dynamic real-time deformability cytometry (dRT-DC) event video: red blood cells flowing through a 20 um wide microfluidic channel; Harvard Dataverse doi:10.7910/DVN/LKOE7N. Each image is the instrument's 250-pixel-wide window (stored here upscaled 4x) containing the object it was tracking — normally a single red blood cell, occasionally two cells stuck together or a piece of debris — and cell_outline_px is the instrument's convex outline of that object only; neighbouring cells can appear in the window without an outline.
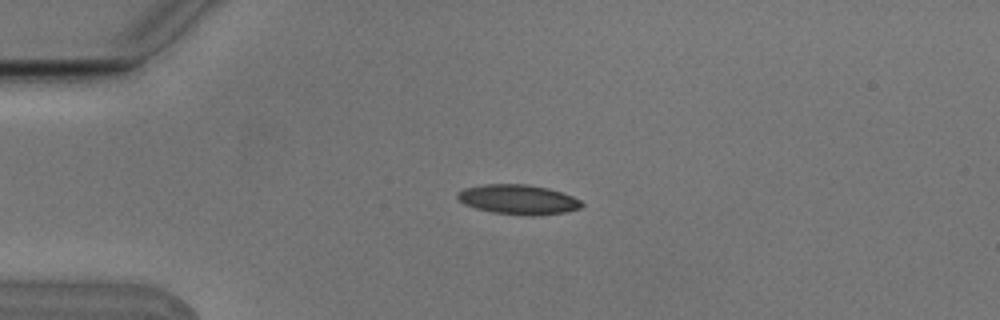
{"species": "Egyptian fruit bat (a non-hibernating species)", "species_latin": "Rousettus aegyptiacus", "temperature_condition": "cold", "stored_images_in_passage": 5, "camera_frame_rate_fps": 3000, "um_per_image_px": 0.085, "animal": {"sex": "male"}, "frame": {"image": 1, "passage_image": 3, "time_ms": 0.667, "image_size_px": [1000, 320], "cell_outline_px": [[584, 204], [580, 208], [564, 212], [532, 216], [492, 212], [476, 208], [464, 204], [456, 196], [456, 192], [464, 188], [484, 184], [524, 184], [548, 188], [572, 196], [580, 200]], "centroid_in_image_um": [44.02, 16.95], "position_along_channel_um": 41.0, "area_um2": 21.39}}